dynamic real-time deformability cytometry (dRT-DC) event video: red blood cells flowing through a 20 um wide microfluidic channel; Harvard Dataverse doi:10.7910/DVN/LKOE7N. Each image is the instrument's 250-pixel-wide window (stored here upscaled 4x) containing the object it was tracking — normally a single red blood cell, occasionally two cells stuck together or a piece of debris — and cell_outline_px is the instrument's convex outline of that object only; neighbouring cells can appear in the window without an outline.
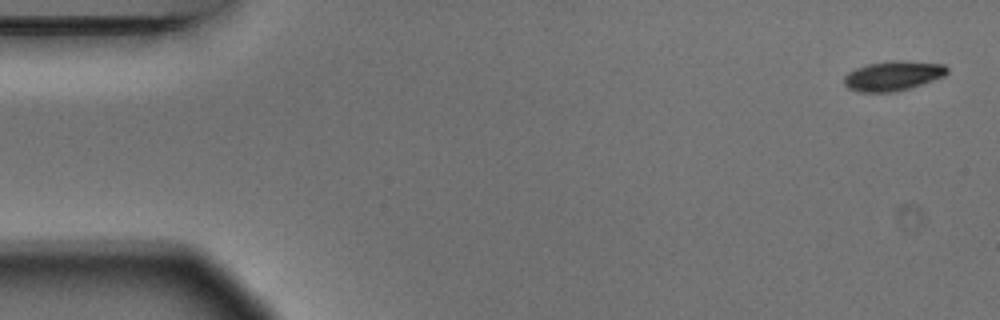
{"species": "Egyptian fruit bat (a non-hibernating species)", "species_latin": "Rousettus aegyptiacus", "temperature_condition": "warm", "stored_images_in_passage": 4, "camera_frame_rate_fps": 3000, "um_per_image_px": 0.085, "animal": {"sex": "male"}, "frame": {"image": 1, "passage_image": 1, "time_ms": 0.0, "image_size_px": [1000, 320], "cell_outline_px": [[948, 72], [944, 76], [908, 88], [892, 92], [860, 92], [848, 88], [844, 84], [844, 76], [848, 72], [856, 68], [868, 64], [892, 60], [904, 60], [944, 64], [948, 68]], "centroid_in_image_um": [75.89, 6.43], "position_along_channel_um": 9.1, "area_um2": 17.74}}
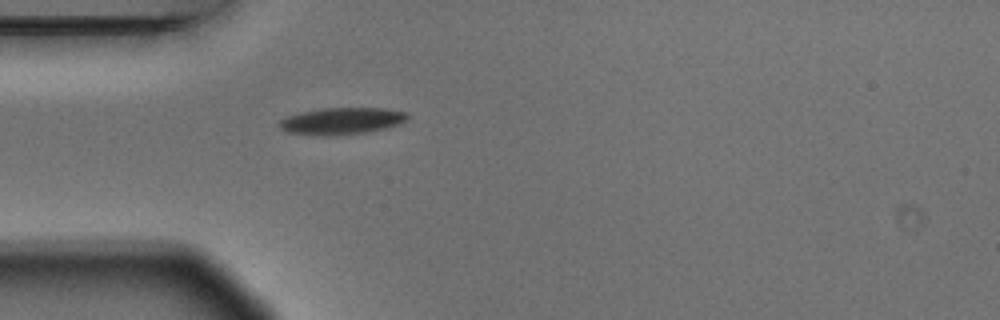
{"frame": {"image": 2, "passage_image": 4, "time_ms": 1.0, "image_size_px": [1000, 320], "cell_outline_px": [[408, 116], [404, 120], [396, 124], [384, 128], [364, 132], [288, 132], [280, 128], [280, 120], [288, 116], [300, 112], [320, 108], [384, 108], [408, 112]], "centroid_in_image_um": [29.09, 10.2], "position_along_channel_um": 55.9, "area_um2": 18.55}}